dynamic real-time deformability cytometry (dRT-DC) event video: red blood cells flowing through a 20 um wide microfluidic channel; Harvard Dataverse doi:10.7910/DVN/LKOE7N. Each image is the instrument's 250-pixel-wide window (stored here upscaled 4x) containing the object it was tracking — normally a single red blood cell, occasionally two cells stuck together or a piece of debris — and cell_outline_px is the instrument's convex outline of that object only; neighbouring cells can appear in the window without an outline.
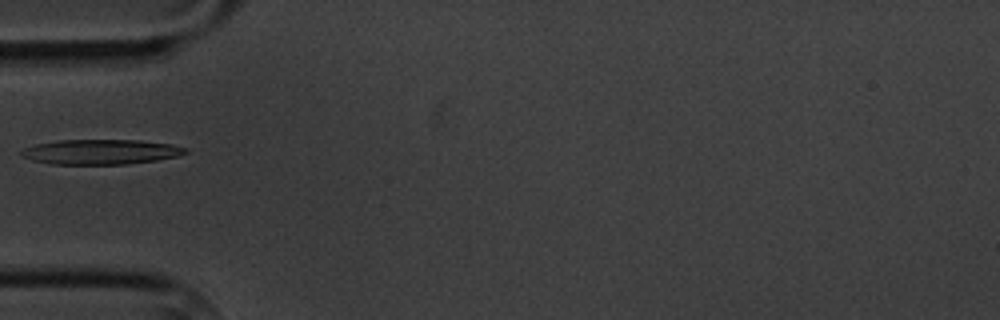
{"species": "common noctule bat (a hibernating species)", "species_latin": "Nyctalus noctula", "temperature_condition": "cold", "stored_images_in_passage": 5, "camera_frame_rate_fps": 3000, "um_per_image_px": 0.085, "animal": {"sex": "male", "body_mass_g": 20.1, "forearm_length_mm": 53.5}, "frame": {"image": 1, "passage_image": 5, "time_ms": 5.333, "image_size_px": [1000, 320], "cell_outline_px": [[188, 152], [176, 156], [156, 160], [128, 164], [52, 164], [32, 160], [20, 156], [20, 152], [24, 148], [36, 144], [56, 140], [140, 140], [172, 144], [188, 148]], "centroid_in_image_um": [8.56, 12.9], "position_along_channel_um": 76.4, "area_um2": 23.93}}